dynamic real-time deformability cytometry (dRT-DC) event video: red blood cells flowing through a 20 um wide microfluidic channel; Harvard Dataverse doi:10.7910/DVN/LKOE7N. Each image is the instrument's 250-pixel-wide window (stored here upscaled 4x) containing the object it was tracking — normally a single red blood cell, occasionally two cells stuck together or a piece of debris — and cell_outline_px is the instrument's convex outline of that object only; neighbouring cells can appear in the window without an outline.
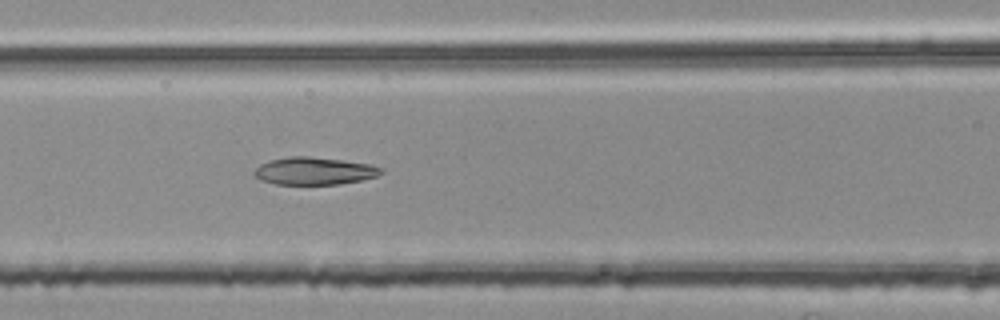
{"species": "common noctule bat (a hibernating species)", "species_latin": "Nyctalus noctula", "temperature_condition": "room temperature", "stored_images_in_passage": 53, "camera_frame_rate_fps": 3000, "um_per_image_px": 0.085, "animal": {"sex": "female", "body_mass_g": 25.1}, "frame": {"image": 1, "passage_image": 22, "time_ms": 7.0, "image_size_px": [1000, 320], "cell_outline_px": [[384, 172], [376, 176], [360, 180], [340, 184], [276, 184], [260, 180], [252, 172], [260, 164], [268, 160], [288, 156], [308, 156], [340, 160], [368, 164], [380, 168]], "centroid_in_image_um": [26.65, 14.53], "position_along_channel_um": 140.0, "area_um2": 20.17}}
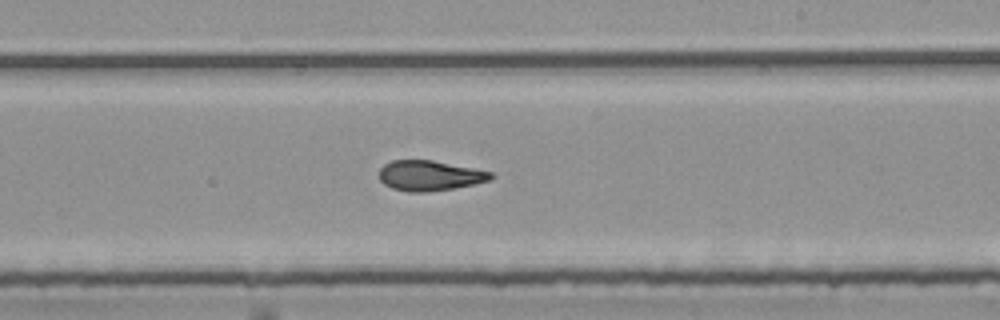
{"frame": {"image": 2, "passage_image": 31, "time_ms": 10.0, "image_size_px": [1000, 320], "cell_outline_px": [[496, 176], [488, 180], [472, 184], [452, 188], [424, 192], [408, 192], [392, 188], [384, 184], [380, 180], [380, 168], [384, 164], [392, 160], [432, 160], [492, 172]], "centroid_in_image_um": [36.49, 14.92], "position_along_channel_um": 252.5, "area_um2": 19.42}}
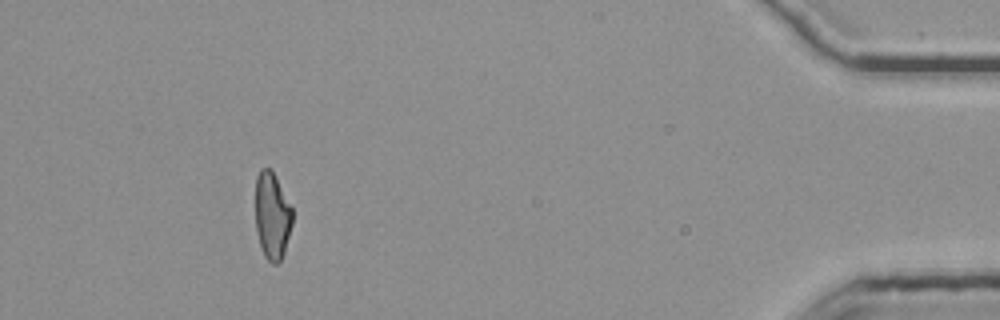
{"frame": {"image": 3, "passage_image": 49, "time_ms": 16.0, "image_size_px": [1000, 320], "cell_outline_px": [[292, 224], [284, 252], [280, 260], [276, 264], [272, 264], [264, 256], [260, 244], [256, 228], [256, 176], [260, 168], [272, 168], [292, 208]], "centroid_in_image_um": [23.13, 18.3], "position_along_channel_um": 412.1, "area_um2": 18.73}, "authors_computed_cell_mechanics": {"area_um2": 20.2878, "velocity_mm_per_s": 3.7588, "shape_relaxation_time_tau1_ms": null, "shape_relaxation_time_tau2_ms": 3.3826, "deformation_change_tau1": null, "deformation_change_tau2": 0.1094}}